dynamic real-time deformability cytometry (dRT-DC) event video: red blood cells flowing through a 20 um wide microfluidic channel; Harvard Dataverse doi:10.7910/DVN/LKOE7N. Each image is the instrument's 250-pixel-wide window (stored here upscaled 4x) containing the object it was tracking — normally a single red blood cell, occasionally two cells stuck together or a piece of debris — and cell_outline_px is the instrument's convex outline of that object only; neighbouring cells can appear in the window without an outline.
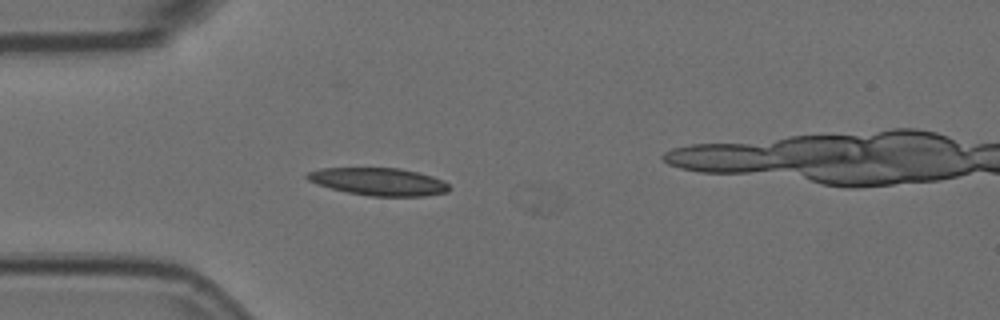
{"species": "Egyptian fruit bat (a non-hibernating species)", "species_latin": "Rousettus aegyptiacus", "temperature_condition": "room temperature", "stored_images_in_passage": 18, "camera_frame_rate_fps": 3000, "um_per_image_px": 0.085, "animal": {"sex": "female"}, "frame": {"image": 1, "passage_image": 17, "time_ms": 5.333, "image_size_px": [1000, 320], "cell_outline_px": [[452, 188], [448, 192], [424, 196], [372, 196], [348, 192], [316, 184], [308, 180], [304, 176], [308, 172], [320, 168], [400, 168], [432, 176], [444, 180]], "centroid_in_image_um": [32.21, 15.44], "position_along_channel_um": 52.8, "area_um2": 22.83}}